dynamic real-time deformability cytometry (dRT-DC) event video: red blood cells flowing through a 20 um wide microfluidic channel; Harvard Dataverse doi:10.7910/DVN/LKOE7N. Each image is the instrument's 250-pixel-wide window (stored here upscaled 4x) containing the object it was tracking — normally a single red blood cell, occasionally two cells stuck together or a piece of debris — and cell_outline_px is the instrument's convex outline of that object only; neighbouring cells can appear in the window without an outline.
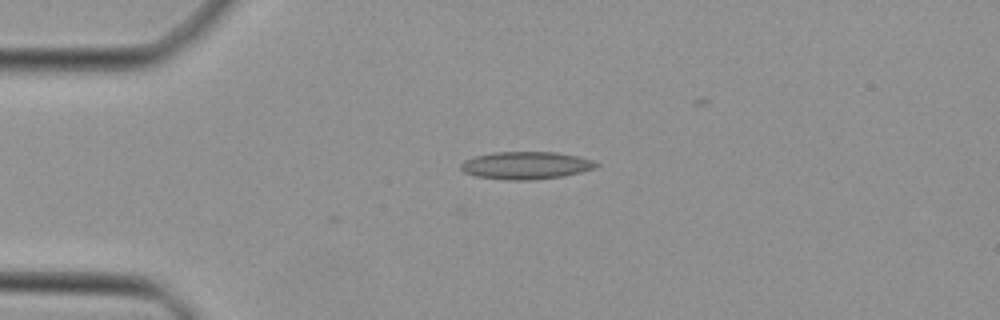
{"species": "Egyptian fruit bat (a non-hibernating species)", "species_latin": "Rousettus aegyptiacus", "temperature_condition": "cold", "stored_images_in_passage": 4, "camera_frame_rate_fps": 3000, "um_per_image_px": 0.085, "animal": {"sex": "female"}, "frame": {"image": 1, "passage_image": 1, "time_ms": 0.0, "image_size_px": [1000, 320], "cell_outline_px": [[600, 164], [596, 168], [580, 172], [560, 176], [536, 180], [504, 180], [476, 176], [464, 172], [460, 168], [460, 164], [464, 160], [476, 156], [496, 152], [556, 152], [576, 156], [592, 160]], "centroid_in_image_um": [44.69, 14.06], "position_along_channel_um": 40.3, "area_um2": 21.68}}